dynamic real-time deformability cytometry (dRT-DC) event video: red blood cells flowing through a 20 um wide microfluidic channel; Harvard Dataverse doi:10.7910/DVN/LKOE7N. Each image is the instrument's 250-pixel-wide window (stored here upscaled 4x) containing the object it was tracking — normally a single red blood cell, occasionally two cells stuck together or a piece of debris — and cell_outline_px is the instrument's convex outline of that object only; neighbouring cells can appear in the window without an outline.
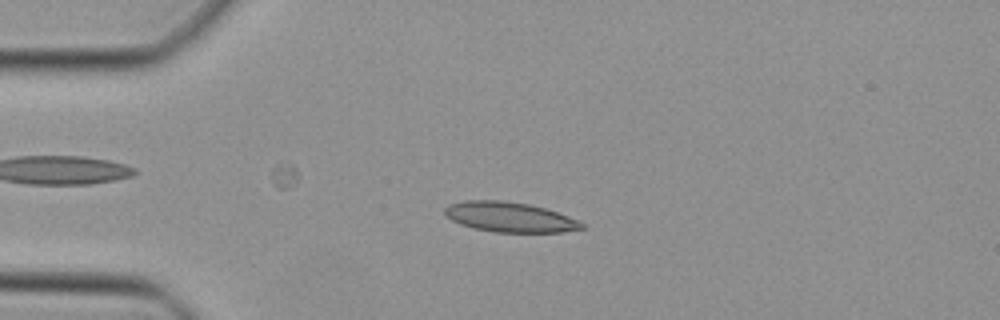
{"species": "Egyptian fruit bat (a non-hibernating species)", "species_latin": "Rousettus aegyptiacus", "temperature_condition": "cold", "stored_images_in_passage": 40, "camera_frame_rate_fps": 3000, "um_per_image_px": 0.085, "animal": {"sex": "female"}, "frame": {"image": 1, "passage_image": 5, "time_ms": 1.333, "image_size_px": [1000, 320], "cell_outline_px": [[584, 228], [560, 232], [496, 232], [476, 228], [460, 224], [444, 216], [444, 208], [448, 204], [464, 200], [504, 200], [528, 204], [544, 208], [568, 216], [584, 224]], "centroid_in_image_um": [43.26, 18.44], "position_along_channel_um": 41.7, "area_um2": 23.81}}
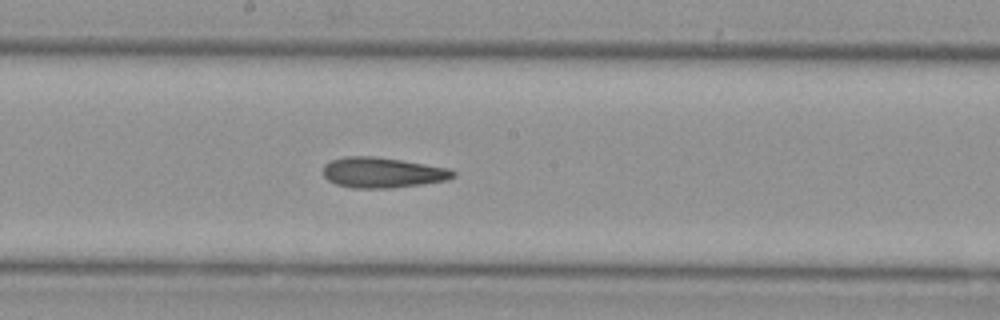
{"frame": {"image": 2, "passage_image": 19, "time_ms": 6.0, "image_size_px": [1000, 320], "cell_outline_px": [[456, 176], [448, 180], [420, 184], [388, 188], [352, 188], [336, 184], [328, 180], [324, 176], [324, 164], [332, 160], [344, 156], [372, 156], [400, 160], [448, 168], [456, 172]], "centroid_in_image_um": [32.5, 14.67], "position_along_channel_um": 215.7, "area_um2": 22.89}}
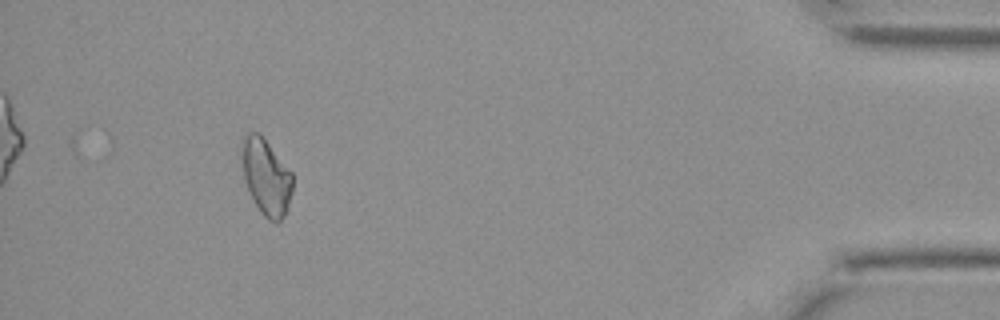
{"frame": {"image": 3, "passage_image": 37, "time_ms": 12.0, "image_size_px": [1000, 320], "cell_outline_px": [[292, 192], [288, 208], [284, 216], [276, 224], [268, 220], [260, 212], [244, 180], [240, 156], [240, 140], [248, 132], [260, 132], [292, 172]], "centroid_in_image_um": [22.6, 14.99], "position_along_channel_um": 412.6, "area_um2": 23.0}}